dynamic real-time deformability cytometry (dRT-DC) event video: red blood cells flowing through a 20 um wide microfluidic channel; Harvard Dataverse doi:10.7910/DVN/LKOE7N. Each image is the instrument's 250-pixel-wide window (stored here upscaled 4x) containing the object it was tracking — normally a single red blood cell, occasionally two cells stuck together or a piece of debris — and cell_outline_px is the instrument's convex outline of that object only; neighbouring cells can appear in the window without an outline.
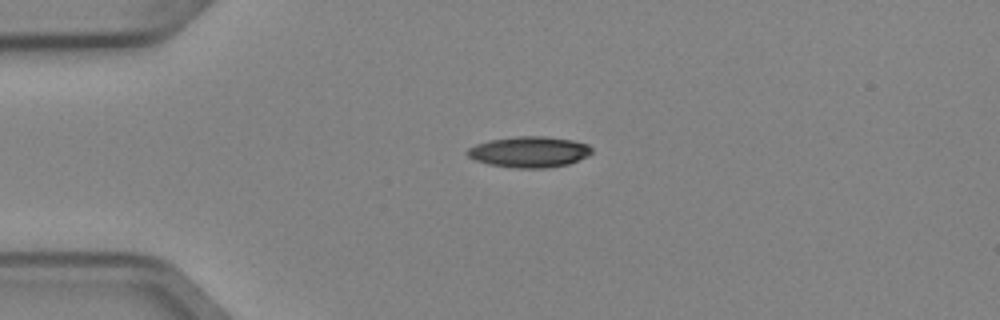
{"species": "Egyptian fruit bat (a non-hibernating species)", "species_latin": "Rousettus aegyptiacus", "temperature_condition": "cold", "stored_images_in_passage": 2, "camera_frame_rate_fps": 3000, "um_per_image_px": 0.085, "animal": {"sex": "female"}, "frame": {"image": 1, "passage_image": 1, "time_ms": 0.0, "image_size_px": [1000, 320], "cell_outline_px": [[592, 152], [588, 156], [568, 164], [548, 168], [512, 168], [488, 164], [476, 160], [468, 156], [464, 152], [468, 148], [476, 144], [488, 140], [516, 136], [544, 136], [572, 140], [588, 144], [592, 148]], "centroid_in_image_um": [44.97, 12.91], "position_along_channel_um": 40.0, "area_um2": 22.6}}